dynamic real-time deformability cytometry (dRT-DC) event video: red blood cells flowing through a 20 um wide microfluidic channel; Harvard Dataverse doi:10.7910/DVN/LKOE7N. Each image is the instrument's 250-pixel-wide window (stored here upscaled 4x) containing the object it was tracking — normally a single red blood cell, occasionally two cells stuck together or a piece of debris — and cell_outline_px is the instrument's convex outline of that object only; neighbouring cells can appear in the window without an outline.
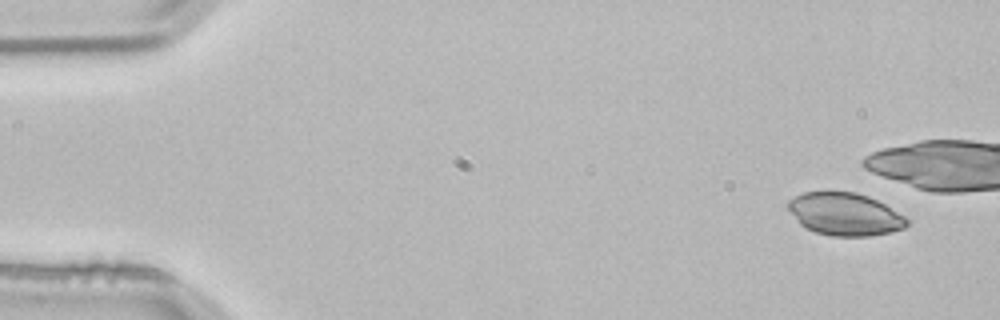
{"species": "common noctule bat (a hibernating species)", "species_latin": "Nyctalus noctula", "temperature_condition": "room temperature", "stored_images_in_passage": 7, "camera_frame_rate_fps": 3000, "um_per_image_px": 0.085, "animal": {"sex": "male", "body_mass_g": 21.5, "forearm_length_mm": 52.0}, "frame": {"image": 1, "passage_image": 1, "time_ms": 0.0, "image_size_px": [1000, 320], "cell_outline_px": [[908, 224], [904, 228], [892, 232], [868, 236], [832, 236], [816, 232], [804, 228], [800, 224], [788, 208], [788, 200], [804, 192], [856, 192], [868, 196], [884, 204], [904, 216], [908, 220]], "centroid_in_image_um": [71.81, 18.21], "position_along_channel_um": 13.2, "area_um2": 29.3}}